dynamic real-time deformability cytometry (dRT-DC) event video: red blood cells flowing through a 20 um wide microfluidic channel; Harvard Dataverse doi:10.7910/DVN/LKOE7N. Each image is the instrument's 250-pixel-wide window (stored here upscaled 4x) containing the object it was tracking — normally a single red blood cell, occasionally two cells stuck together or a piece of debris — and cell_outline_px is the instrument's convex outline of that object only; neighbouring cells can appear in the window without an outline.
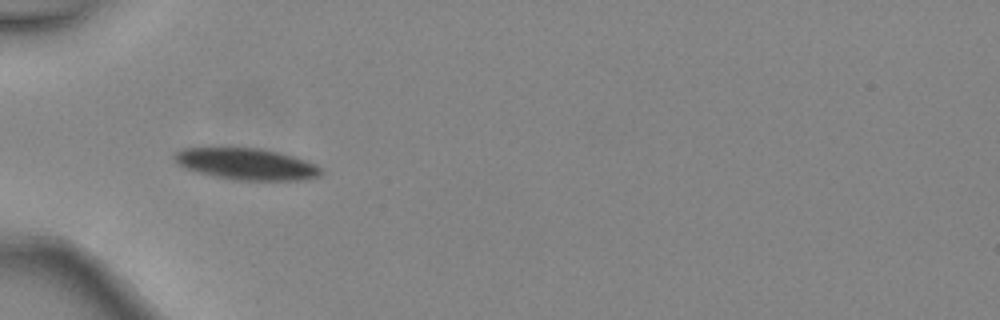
{"species": "common noctule bat (a hibernating species)", "species_latin": "Nyctalus noctula", "temperature_condition": "warm", "stored_images_in_passage": 5, "camera_frame_rate_fps": 3000, "um_per_image_px": 0.085, "animal": {"sex": "female", "body_mass_g": 24.6, "forearm_length_mm": 56.2}, "frame": {"image": 1, "passage_image": 4, "time_ms": 1.0, "image_size_px": [1000, 320], "cell_outline_px": [[324, 172], [320, 176], [300, 180], [232, 180], [184, 168], [176, 164], [172, 156], [172, 152], [184, 148], [260, 148], [292, 156], [316, 164]], "centroid_in_image_um": [20.91, 13.94], "position_along_channel_um": 64.1, "area_um2": 26.88}}
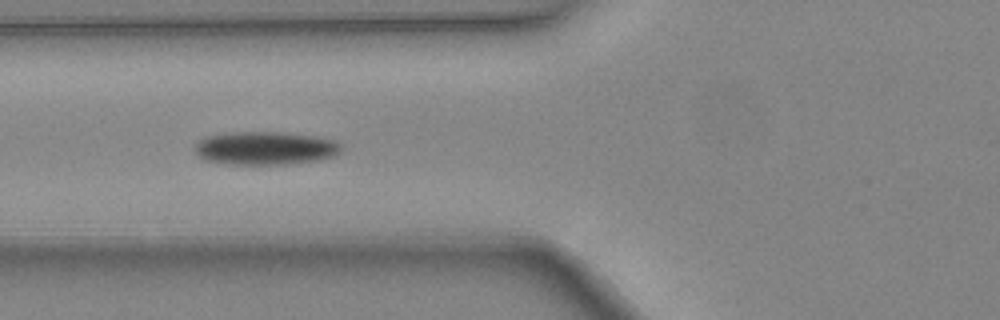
{"frame": {"image": 2, "passage_image": 5, "time_ms": 1.333, "image_size_px": [1000, 320], "cell_outline_px": [[340, 152], [336, 156], [320, 160], [292, 164], [224, 164], [204, 160], [196, 152], [196, 144], [200, 140], [208, 136], [232, 132], [284, 132], [316, 136], [336, 140], [340, 144]], "centroid_in_image_um": [22.6, 12.6], "position_along_channel_um": 103.2, "area_um2": 28.55}}